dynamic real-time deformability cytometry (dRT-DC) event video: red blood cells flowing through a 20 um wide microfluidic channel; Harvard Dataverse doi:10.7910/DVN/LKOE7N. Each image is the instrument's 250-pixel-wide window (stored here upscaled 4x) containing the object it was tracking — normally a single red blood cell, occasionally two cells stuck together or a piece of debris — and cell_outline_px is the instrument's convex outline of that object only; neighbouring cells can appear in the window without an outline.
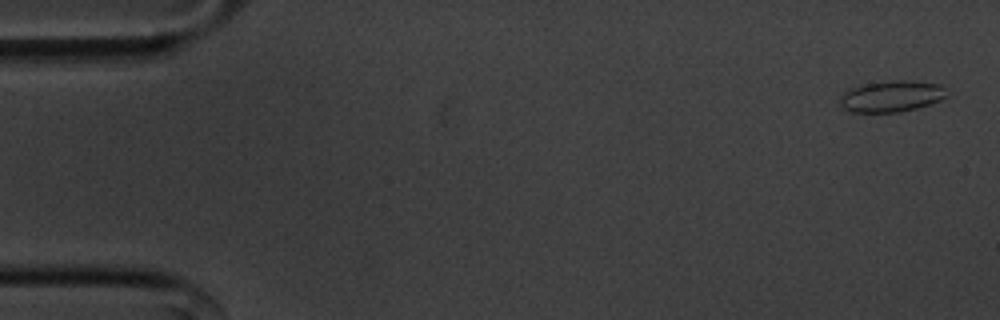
{"species": "common noctule bat (a hibernating species)", "species_latin": "Nyctalus noctula", "temperature_condition": "cold", "stored_images_in_passage": 11, "camera_frame_rate_fps": 3000, "um_per_image_px": 0.085, "animal": {"sex": "male", "body_mass_g": 20.1, "forearm_length_mm": 53.5}, "frame": {"image": 1, "passage_image": 2, "time_ms": 0.333, "image_size_px": [1000, 320], "cell_outline_px": [[944, 96], [940, 100], [916, 108], [900, 112], [848, 112], [840, 104], [840, 96], [844, 92], [852, 88], [868, 84], [896, 80], [904, 80], [940, 84], [944, 88]], "centroid_in_image_um": [75.74, 8.2], "position_along_channel_um": 9.3, "area_um2": 19.02}}